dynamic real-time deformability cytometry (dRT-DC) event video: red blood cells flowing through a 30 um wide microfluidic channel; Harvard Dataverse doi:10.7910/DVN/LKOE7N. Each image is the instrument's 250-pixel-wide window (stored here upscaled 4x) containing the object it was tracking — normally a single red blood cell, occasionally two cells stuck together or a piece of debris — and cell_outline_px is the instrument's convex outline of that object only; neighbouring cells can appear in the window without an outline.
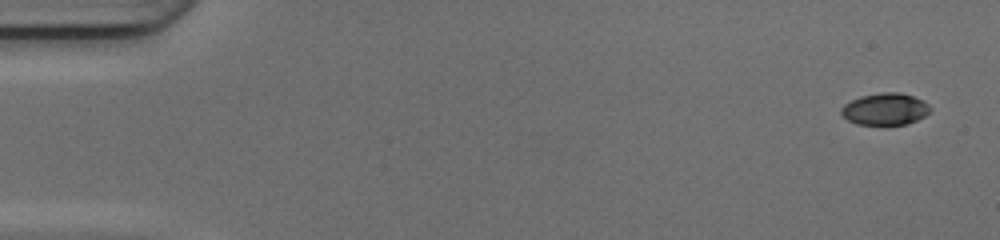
{"species": "common noctule bat (a hibernating species)", "species_latin": "Nyctalus noctula", "temperature_condition": "cold", "stored_images_in_passage": 10, "camera_frame_rate_fps": 3000, "um_per_image_px": 0.085, "animal": {"sex": "female", "body_mass_g": 17.0, "forearm_length_mm": 48.0}, "frame": {"image": 1, "passage_image": 1, "time_ms": 0.0, "image_size_px": [1000, 240], "cell_outline_px": [[932, 112], [916, 120], [904, 124], [856, 124], [848, 120], [840, 112], [840, 108], [844, 104], [860, 96], [880, 92], [900, 92], [924, 100], [932, 108]], "centroid_in_image_um": [75.25, 9.25], "position_along_channel_um": 9.7, "area_um2": 16.59}}